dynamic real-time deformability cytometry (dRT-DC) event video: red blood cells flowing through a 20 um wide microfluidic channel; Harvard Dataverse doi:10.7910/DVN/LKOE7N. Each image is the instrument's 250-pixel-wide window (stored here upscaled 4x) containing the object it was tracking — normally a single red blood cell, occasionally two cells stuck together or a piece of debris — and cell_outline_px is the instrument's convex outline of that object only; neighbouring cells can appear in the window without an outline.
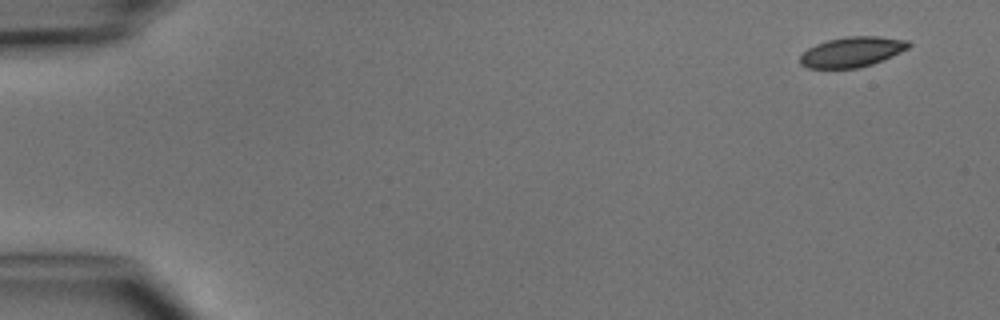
{"species": "common noctule bat (a hibernating species)", "species_latin": "Nyctalus noctula", "temperature_condition": "cold", "stored_images_in_passage": 5, "camera_frame_rate_fps": 3000, "um_per_image_px": 0.085, "animal": {"sex": "male", "body_mass_g": 15.6}, "frame": {"image": 1, "passage_image": 1, "time_ms": 0.0, "image_size_px": [1000, 320], "cell_outline_px": [[912, 44], [908, 48], [892, 56], [872, 64], [860, 68], [808, 68], [800, 64], [800, 56], [808, 48], [816, 44], [828, 40], [844, 36], [880, 36], [908, 40]], "centroid_in_image_um": [72.43, 4.4], "position_along_channel_um": 12.6, "area_um2": 19.13}}
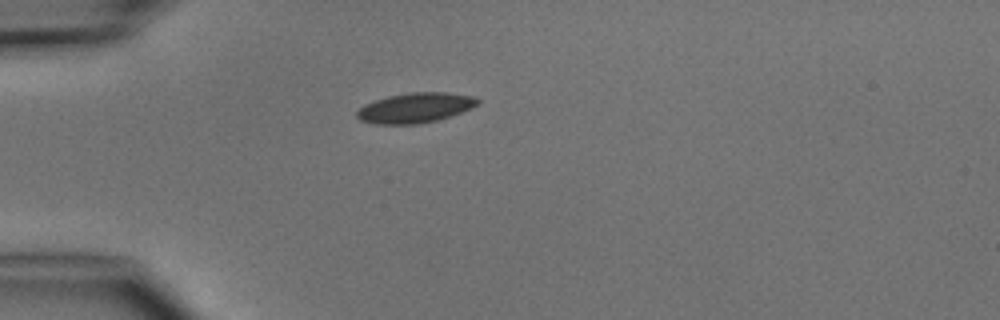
{"frame": {"image": 2, "passage_image": 4, "time_ms": 3.667, "image_size_px": [1000, 320], "cell_outline_px": [[480, 104], [472, 108], [436, 120], [416, 124], [376, 124], [360, 120], [356, 116], [356, 112], [364, 104], [388, 96], [408, 92], [448, 92], [476, 96], [480, 100]], "centroid_in_image_um": [35.32, 9.15], "position_along_channel_um": 49.7, "area_um2": 21.15}}